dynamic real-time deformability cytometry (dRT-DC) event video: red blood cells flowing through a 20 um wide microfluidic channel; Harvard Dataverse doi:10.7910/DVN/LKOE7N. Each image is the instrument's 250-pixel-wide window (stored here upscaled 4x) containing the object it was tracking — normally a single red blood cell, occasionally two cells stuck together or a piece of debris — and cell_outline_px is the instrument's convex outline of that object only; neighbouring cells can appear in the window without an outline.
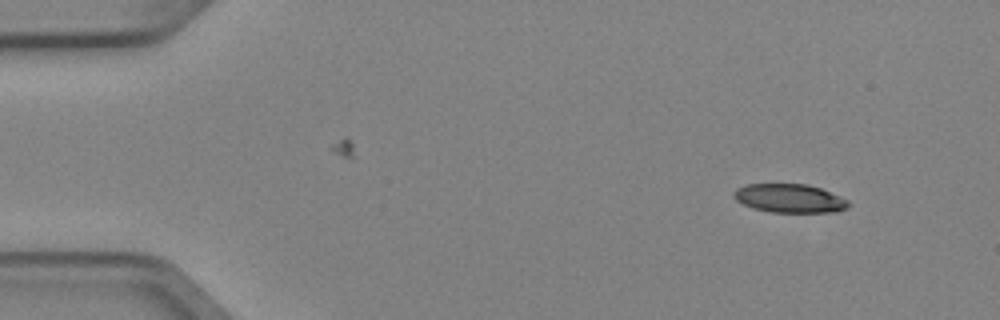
{"species": "Egyptian fruit bat (a non-hibernating species)", "species_latin": "Rousettus aegyptiacus", "temperature_condition": "cold", "stored_images_in_passage": 4, "camera_frame_rate_fps": 3000, "um_per_image_px": 0.085, "animal": {"sex": "female"}, "frame": {"image": 1, "passage_image": 1, "time_ms": 0.0, "image_size_px": [1000, 320], "cell_outline_px": [[852, 204], [848, 208], [836, 212], [772, 212], [752, 208], [736, 200], [732, 196], [732, 192], [736, 188], [744, 184], [808, 184], [820, 188], [848, 200]], "centroid_in_image_um": [67.1, 16.85], "position_along_channel_um": 17.9, "area_um2": 19.31}}
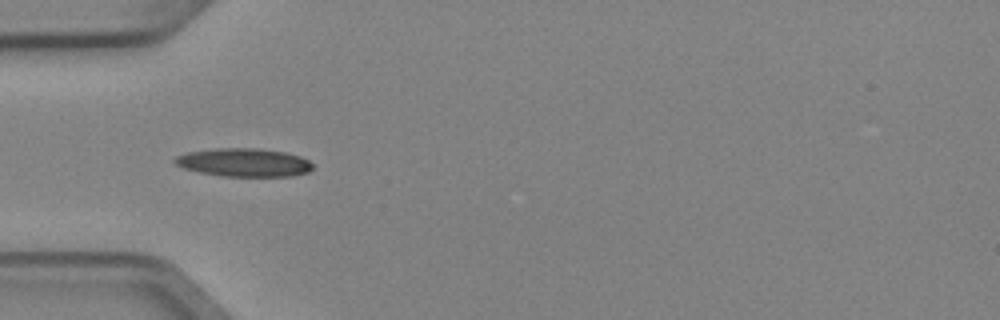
{"frame": {"image": 2, "passage_image": 4, "time_ms": 1.0, "image_size_px": [1000, 320], "cell_outline_px": [[312, 168], [308, 172], [292, 176], [220, 176], [200, 172], [184, 168], [176, 164], [172, 160], [176, 156], [188, 152], [216, 148], [256, 148], [284, 152], [300, 156], [308, 160], [312, 164]], "centroid_in_image_um": [20.72, 13.81], "position_along_channel_um": 64.3, "area_um2": 22.66}}